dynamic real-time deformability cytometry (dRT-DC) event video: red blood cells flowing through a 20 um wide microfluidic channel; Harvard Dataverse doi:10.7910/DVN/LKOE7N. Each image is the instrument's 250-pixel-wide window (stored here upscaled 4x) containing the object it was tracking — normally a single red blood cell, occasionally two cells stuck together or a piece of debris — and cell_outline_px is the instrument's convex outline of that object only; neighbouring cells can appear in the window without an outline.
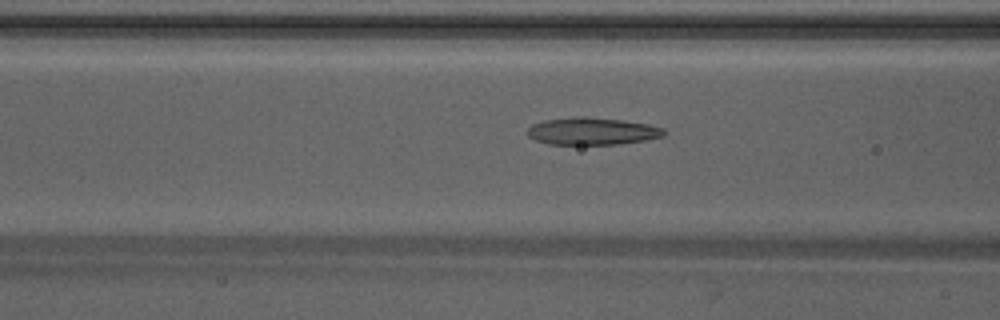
{"species": "Egyptian fruit bat (a non-hibernating species)", "species_latin": "Rousettus aegyptiacus", "temperature_condition": "warm", "stored_images_in_passage": 36, "camera_frame_rate_fps": 3000, "um_per_image_px": 0.085, "animal": {"sex": "male"}, "frame": {"image": 1, "passage_image": 7, "time_ms": 2.0, "image_size_px": [1000, 320], "cell_outline_px": [[668, 132], [664, 136], [644, 140], [616, 144], [548, 144], [536, 140], [528, 136], [528, 128], [532, 124], [544, 120], [584, 116], [624, 120], [648, 124], [664, 128]], "centroid_in_image_um": [50.36, 11.15], "position_along_channel_um": 116.2, "area_um2": 21.68}}
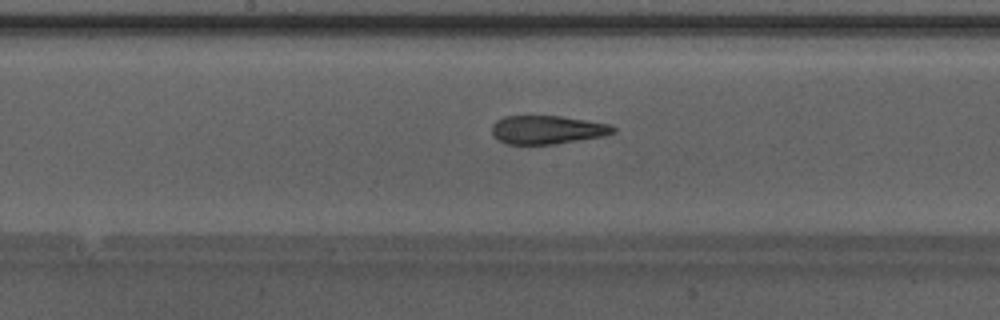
{"frame": {"image": 2, "passage_image": 13, "time_ms": 4.0, "image_size_px": [1000, 320], "cell_outline_px": [[616, 132], [604, 136], [552, 144], [504, 144], [496, 140], [492, 136], [492, 124], [496, 120], [504, 116], [560, 116], [608, 124], [616, 128]], "centroid_in_image_um": [46.45, 11.03], "position_along_channel_um": 201.7, "area_um2": 20.17}}
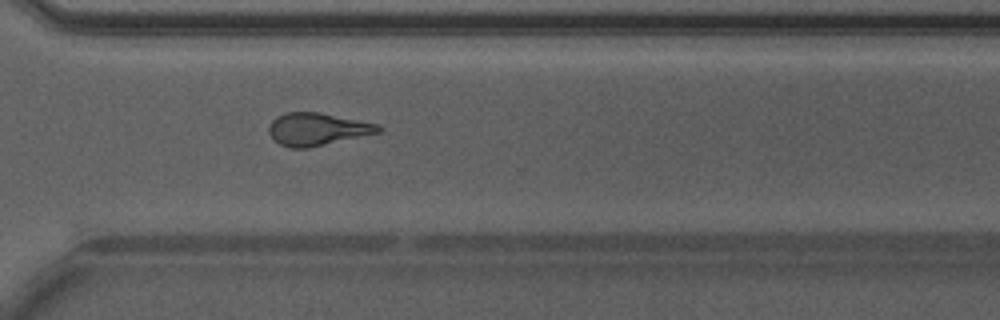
{"frame": {"image": 3, "passage_image": 23, "time_ms": 7.333, "image_size_px": [1000, 320], "cell_outline_px": [[384, 128], [380, 132], [308, 148], [288, 148], [272, 140], [268, 132], [268, 128], [272, 120], [276, 116], [284, 112], [320, 112], [380, 124]], "centroid_in_image_um": [26.95, 10.97], "position_along_channel_um": 343.7, "area_um2": 21.04}, "authors_computed_cell_mechanics": {"area_um2": 20.7213, "velocity_mm_per_s": 4.2706, "shape_relaxation_time_tau1_ms": 6.0889, "shape_relaxation_time_tau2_ms": 1.3178, "deformation_change_tau1": 0.2235, "deformation_change_tau2": 0.1232}}